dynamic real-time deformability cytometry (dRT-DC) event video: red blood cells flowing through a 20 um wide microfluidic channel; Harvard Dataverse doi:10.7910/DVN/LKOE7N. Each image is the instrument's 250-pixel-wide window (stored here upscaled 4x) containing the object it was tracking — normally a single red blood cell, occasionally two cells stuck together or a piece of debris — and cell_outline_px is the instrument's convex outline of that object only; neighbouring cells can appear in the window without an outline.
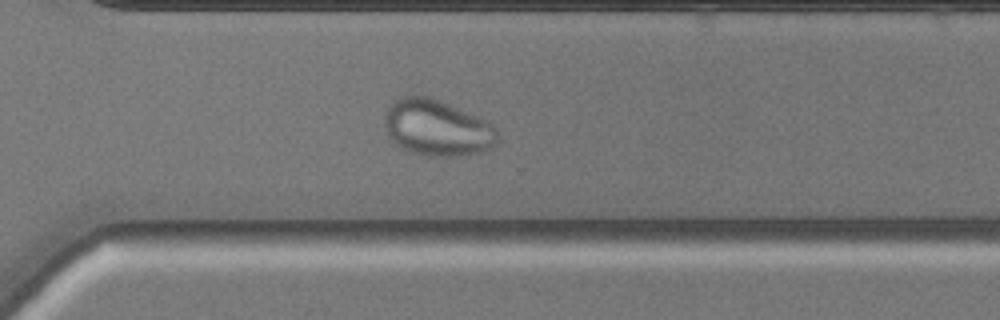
{"species": "common noctule bat (a hibernating species)", "species_latin": "Nyctalus noctula", "temperature_condition": "warm", "stored_images_in_passage": 49, "camera_frame_rate_fps": 3000, "um_per_image_px": 0.085, "animal": {"sex": "male", "body_mass_g": 20.5, "forearm_length_mm": 52.5}, "frame": {"image": 1, "passage_image": 35, "time_ms": 11.333, "image_size_px": [1000, 320], "cell_outline_px": [[496, 144], [492, 148], [484, 152], [460, 156], [428, 156], [408, 152], [400, 148], [392, 140], [384, 124], [384, 116], [388, 104], [392, 100], [400, 96], [428, 96], [440, 100], [476, 116], [492, 124], [496, 128]], "centroid_in_image_um": [37.12, 10.87], "position_along_channel_um": 333.5, "area_um2": 37.22}}